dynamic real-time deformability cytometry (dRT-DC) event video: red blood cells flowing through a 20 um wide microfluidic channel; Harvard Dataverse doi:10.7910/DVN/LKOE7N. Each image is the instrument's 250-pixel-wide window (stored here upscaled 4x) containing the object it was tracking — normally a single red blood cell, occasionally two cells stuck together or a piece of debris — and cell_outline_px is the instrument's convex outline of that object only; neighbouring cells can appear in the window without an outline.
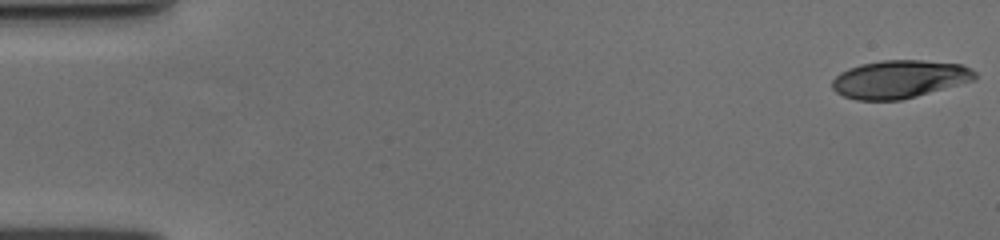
{"species": "human", "species_latin": "Homo sapiens", "temperature_condition": "cold", "stored_images_in_passage": 59, "camera_frame_rate_fps": 3000, "um_per_image_px": 0.085, "donor": {"sex": "female"}, "frame": {"image": 1, "passage_image": 1, "time_ms": 0.0, "image_size_px": [1000, 240], "cell_outline_px": [[976, 80], [916, 96], [900, 100], [856, 100], [844, 96], [836, 92], [832, 88], [832, 80], [840, 72], [848, 68], [860, 64], [884, 60], [920, 60], [960, 64], [976, 72]], "centroid_in_image_um": [76.43, 6.73], "position_along_channel_um": 8.6, "area_um2": 31.5}}
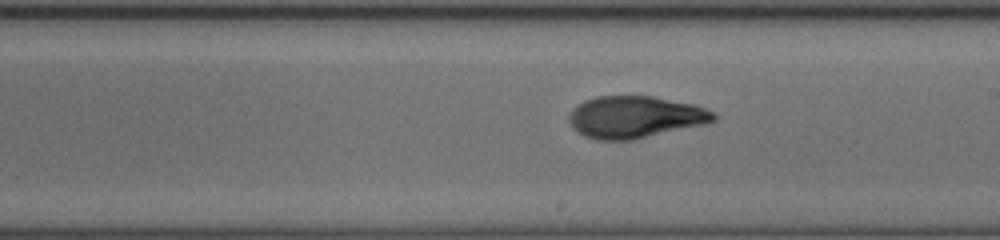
{"frame": {"image": 2, "passage_image": 34, "time_ms": 11.0, "image_size_px": [1000, 240], "cell_outline_px": [[716, 120], [708, 124], [632, 140], [596, 140], [584, 136], [576, 132], [572, 128], [568, 120], [568, 116], [572, 108], [576, 104], [584, 100], [596, 96], [652, 96], [696, 104], [712, 112], [716, 116]], "centroid_in_image_um": [53.96, 9.95], "position_along_channel_um": 235.0, "area_um2": 35.89}}
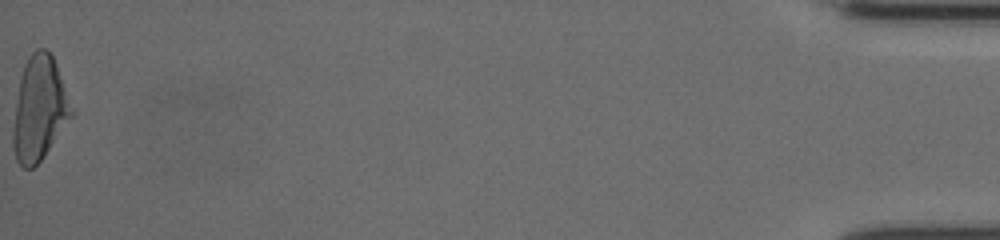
{"frame": {"image": 3, "passage_image": 59, "time_ms": 19.333, "image_size_px": [1000, 240], "cell_outline_px": [[72, 116], [44, 156], [32, 168], [20, 168], [16, 160], [12, 144], [12, 132], [20, 76], [24, 64], [28, 56], [36, 48], [44, 48], [52, 56], [56, 64], [72, 112]], "centroid_in_image_um": [3.29, 9.26], "position_along_channel_um": 431.9, "area_um2": 34.8}, "authors_computed_cell_mechanics": {"area_um2": 34.0442, "velocity_mm_per_s": 3.5937, "shape_relaxation_time_tau1_ms": 4.6135, "shape_relaxation_time_tau2_ms": 2.0558, "deformation_change_tau1": 0.1935, "deformation_change_tau2": 0.0848}}